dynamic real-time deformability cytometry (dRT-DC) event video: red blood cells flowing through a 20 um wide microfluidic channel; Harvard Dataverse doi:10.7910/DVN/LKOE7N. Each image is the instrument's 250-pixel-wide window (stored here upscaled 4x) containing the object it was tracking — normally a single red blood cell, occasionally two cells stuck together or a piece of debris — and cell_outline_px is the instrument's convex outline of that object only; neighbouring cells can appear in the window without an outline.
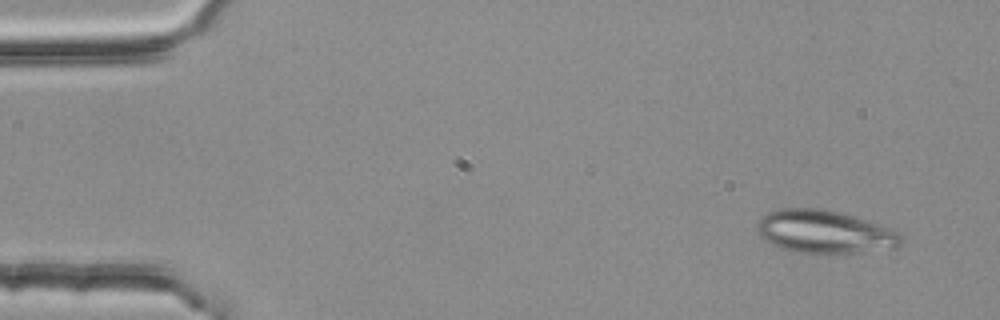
{"species": "common noctule bat (a hibernating species)", "species_latin": "Nyctalus noctula", "temperature_condition": "room temperature", "stored_images_in_passage": 3, "camera_frame_rate_fps": 3000, "um_per_image_px": 0.085, "animal": {"sex": "female", "body_mass_g": 25.1}, "frame": {"image": 1, "passage_image": 3, "time_ms": 0.667, "image_size_px": [1000, 320], "cell_outline_px": [[904, 240], [896, 248], [860, 252], [800, 252], [784, 248], [760, 236], [756, 228], [756, 224], [768, 212], [780, 208], [820, 208], [840, 212], [900, 232], [904, 236]], "centroid_in_image_um": [70.13, 19.68], "position_along_channel_um": 14.9, "area_um2": 35.37}}